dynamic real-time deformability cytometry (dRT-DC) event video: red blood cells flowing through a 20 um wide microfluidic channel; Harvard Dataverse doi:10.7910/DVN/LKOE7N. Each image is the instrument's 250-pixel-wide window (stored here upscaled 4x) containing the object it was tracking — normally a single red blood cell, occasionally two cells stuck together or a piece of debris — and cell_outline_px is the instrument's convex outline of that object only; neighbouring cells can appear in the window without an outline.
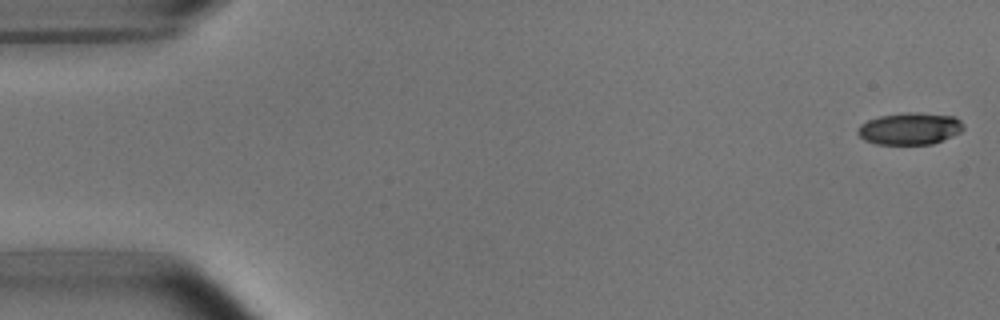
{"species": "common noctule bat (a hibernating species)", "species_latin": "Nyctalus noctula", "temperature_condition": "room temperature", "stored_images_in_passage": 53, "camera_frame_rate_fps": 3000, "um_per_image_px": 0.085, "animal": {"sex": "male", "body_mass_g": 15.6}, "frame": {"image": 1, "passage_image": 1, "time_ms": 0.0, "image_size_px": [1000, 320], "cell_outline_px": [[964, 128], [960, 132], [952, 136], [932, 144], [876, 144], [864, 140], [856, 132], [860, 124], [868, 120], [880, 116], [908, 112], [916, 112], [956, 116], [964, 124]], "centroid_in_image_um": [77.34, 10.93], "position_along_channel_um": 7.7, "area_um2": 19.77}}
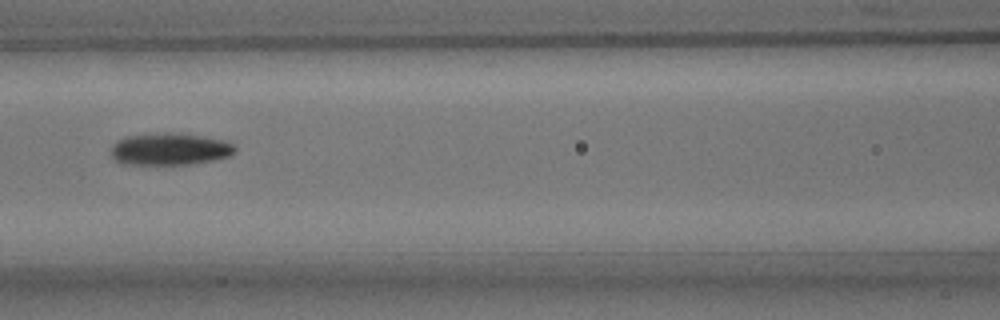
{"frame": {"image": 2, "passage_image": 23, "time_ms": 7.333, "image_size_px": [1000, 320], "cell_outline_px": [[236, 152], [228, 156], [212, 160], [188, 164], [120, 164], [112, 156], [112, 144], [116, 140], [128, 136], [196, 136], [224, 140], [232, 144], [236, 148]], "centroid_in_image_um": [14.42, 12.73], "position_along_channel_um": 152.2, "area_um2": 21.85}}
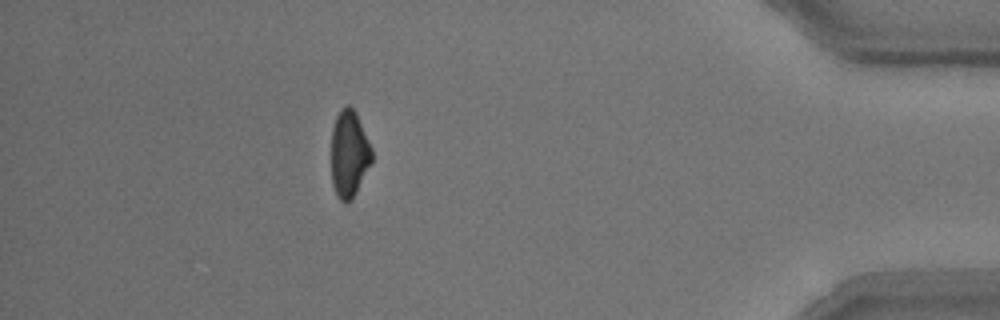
{"frame": {"image": 3, "passage_image": 47, "time_ms": 15.333, "image_size_px": [1000, 320], "cell_outline_px": [[372, 160], [352, 200], [348, 204], [344, 204], [336, 196], [332, 184], [332, 128], [336, 116], [340, 108], [348, 104], [356, 112], [372, 148]], "centroid_in_image_um": [29.67, 13.09], "position_along_channel_um": 405.5, "area_um2": 20.63}, "authors_computed_cell_mechanics": {"area_um2": 21.675, "velocity_mm_per_s": 3.7761, "shape_relaxation_time_tau1_ms": 3.4786, "shape_relaxation_time_tau2_ms": 4.2427, "deformation_change_tau1": 0.1438, "deformation_change_tau2": 0.1032}}